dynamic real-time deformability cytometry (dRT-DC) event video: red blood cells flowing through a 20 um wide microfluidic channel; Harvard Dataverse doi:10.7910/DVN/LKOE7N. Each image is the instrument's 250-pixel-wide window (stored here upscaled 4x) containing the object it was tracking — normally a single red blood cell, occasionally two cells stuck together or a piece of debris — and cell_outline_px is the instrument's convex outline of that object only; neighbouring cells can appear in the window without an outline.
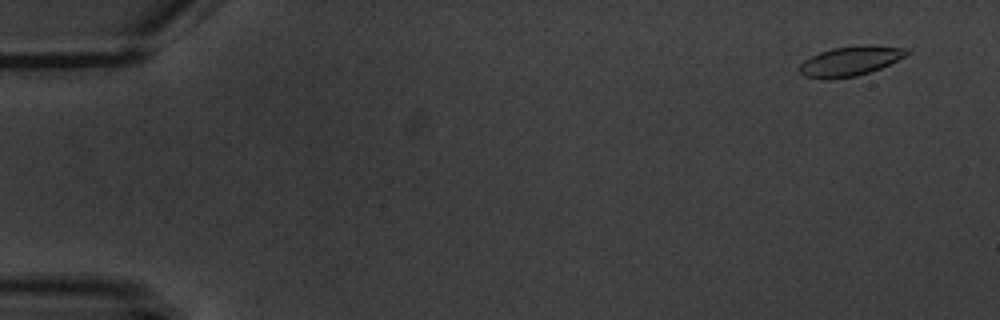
{"species": "common noctule bat (a hibernating species)", "species_latin": "Nyctalus noctula", "temperature_condition": "warm", "stored_images_in_passage": 6, "camera_frame_rate_fps": 3000, "um_per_image_px": 0.085, "animal": {"sex": "male", "body_mass_g": 20.1, "forearm_length_mm": 53.5}, "frame": {"image": 1, "passage_image": 1, "time_ms": 0.0, "image_size_px": [1000, 320], "cell_outline_px": [[912, 52], [880, 68], [856, 76], [832, 80], [828, 80], [804, 76], [800, 72], [800, 64], [804, 60], [820, 52], [832, 48], [860, 44], [872, 44], [908, 48]], "centroid_in_image_um": [72.28, 5.18], "position_along_channel_um": 12.7, "area_um2": 18.73}}